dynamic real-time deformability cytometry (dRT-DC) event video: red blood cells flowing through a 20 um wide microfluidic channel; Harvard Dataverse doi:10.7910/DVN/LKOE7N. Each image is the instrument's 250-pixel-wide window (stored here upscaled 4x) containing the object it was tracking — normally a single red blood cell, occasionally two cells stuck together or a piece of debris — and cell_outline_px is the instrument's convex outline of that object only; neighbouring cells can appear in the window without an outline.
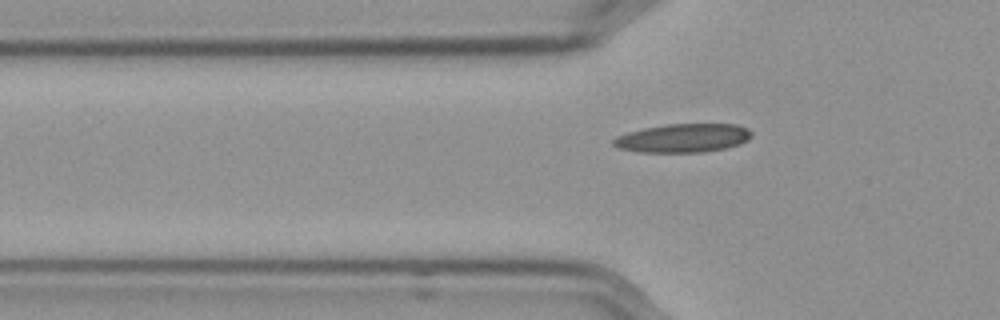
{"species": "Egyptian fruit bat (a non-hibernating species)", "species_latin": "Rousettus aegyptiacus", "temperature_condition": "cold", "stored_images_in_passage": 44, "camera_frame_rate_fps": 3000, "um_per_image_px": 0.085, "frame": {"image": 1, "passage_image": 9, "time_ms": 2.667, "image_size_px": [1000, 320], "cell_outline_px": [[752, 136], [748, 140], [740, 144], [724, 148], [704, 152], [640, 152], [620, 148], [612, 144], [612, 140], [616, 136], [628, 132], [644, 128], [668, 124], [736, 124], [748, 128], [752, 132]], "centroid_in_image_um": [58.08, 11.73], "position_along_channel_um": 67.7, "area_um2": 23.06}}
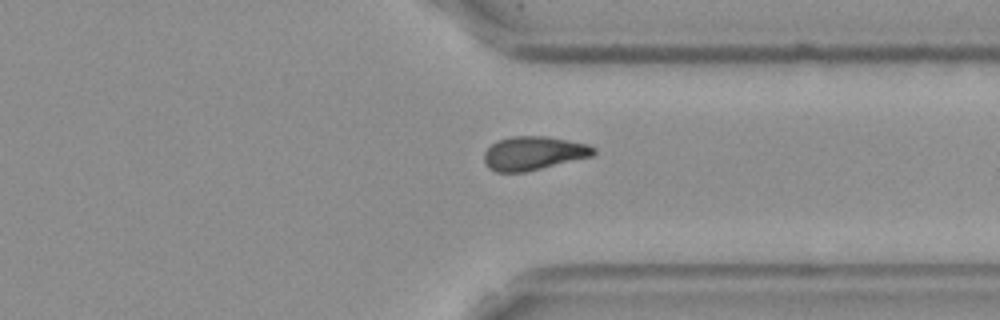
{"frame": {"image": 2, "passage_image": 34, "time_ms": 11.0, "image_size_px": [1000, 320], "cell_outline_px": [[596, 152], [592, 156], [524, 172], [496, 172], [488, 168], [484, 164], [484, 152], [496, 140], [512, 136], [544, 136], [588, 144], [596, 148]], "centroid_in_image_um": [45.32, 13.02], "position_along_channel_um": 366.1, "area_um2": 21.44}}
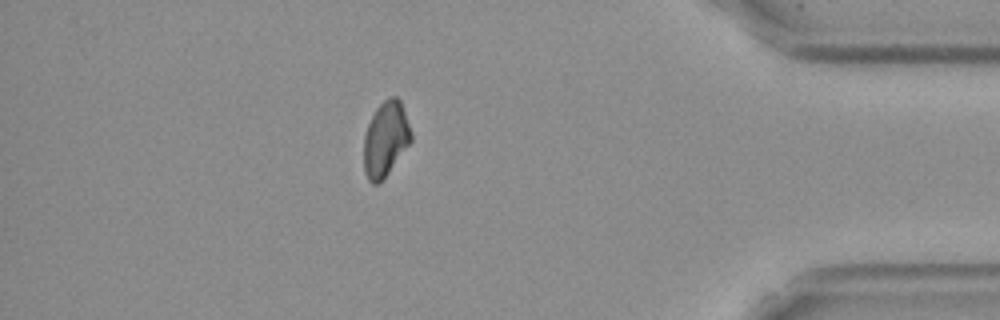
{"frame": {"image": 3, "passage_image": 40, "time_ms": 13.0, "image_size_px": [1000, 320], "cell_outline_px": [[412, 140], [388, 172], [376, 184], [372, 184], [368, 180], [364, 172], [364, 136], [368, 124], [376, 108], [384, 100], [392, 96], [396, 96], [400, 100], [412, 132]], "centroid_in_image_um": [32.77, 11.8], "position_along_channel_um": 402.4, "area_um2": 20.35}}